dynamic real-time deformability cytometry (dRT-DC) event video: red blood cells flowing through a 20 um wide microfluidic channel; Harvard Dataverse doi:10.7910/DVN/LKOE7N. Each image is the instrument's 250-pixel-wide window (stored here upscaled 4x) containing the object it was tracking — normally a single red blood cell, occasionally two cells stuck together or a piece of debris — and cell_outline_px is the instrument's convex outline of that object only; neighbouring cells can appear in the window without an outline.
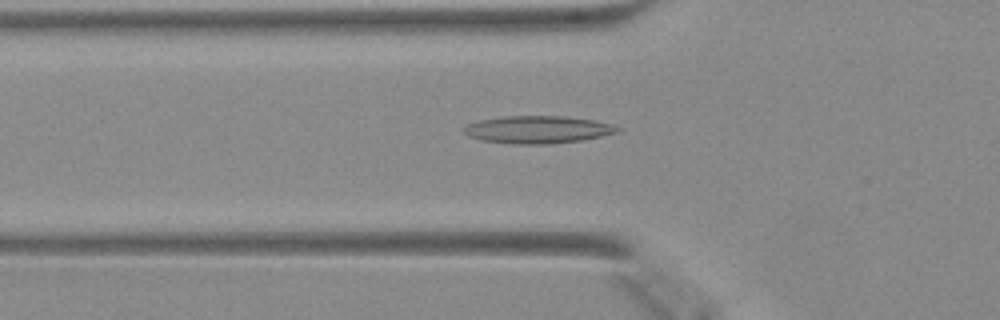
{"species": "Egyptian fruit bat (a non-hibernating species)", "species_latin": "Rousettus aegyptiacus", "temperature_condition": "warm", "stored_images_in_passage": 48, "camera_frame_rate_fps": 3000, "um_per_image_px": 0.085, "animal": {"sex": "female"}, "frame": {"image": 1, "passage_image": 17, "time_ms": 5.333, "image_size_px": [1000, 320], "cell_outline_px": [[624, 128], [616, 132], [600, 136], [580, 140], [548, 144], [508, 144], [480, 140], [468, 136], [464, 132], [464, 128], [468, 124], [480, 120], [504, 116], [568, 116], [596, 120]], "centroid_in_image_um": [45.7, 11.01], "position_along_channel_um": 80.1, "area_um2": 24.68}}
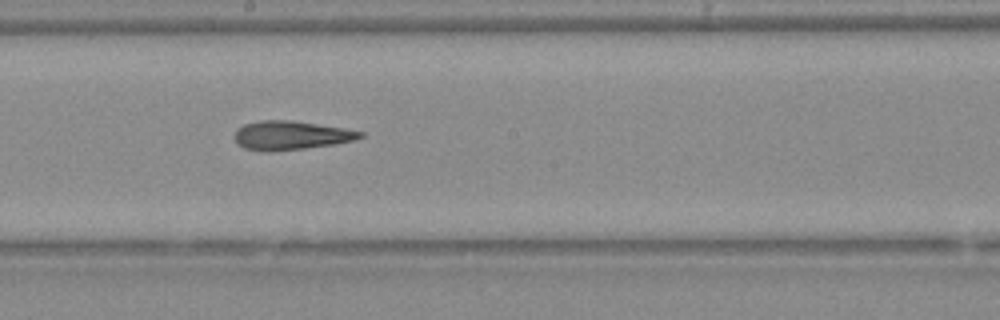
{"frame": {"image": 2, "passage_image": 27, "time_ms": 8.667, "image_size_px": [1000, 320], "cell_outline_px": [[364, 136], [356, 140], [332, 144], [304, 148], [272, 152], [260, 152], [244, 148], [236, 140], [236, 128], [244, 124], [260, 120], [288, 120], [316, 124], [364, 132]], "centroid_in_image_um": [24.69, 11.51], "position_along_channel_um": 223.5, "area_um2": 20.92}}
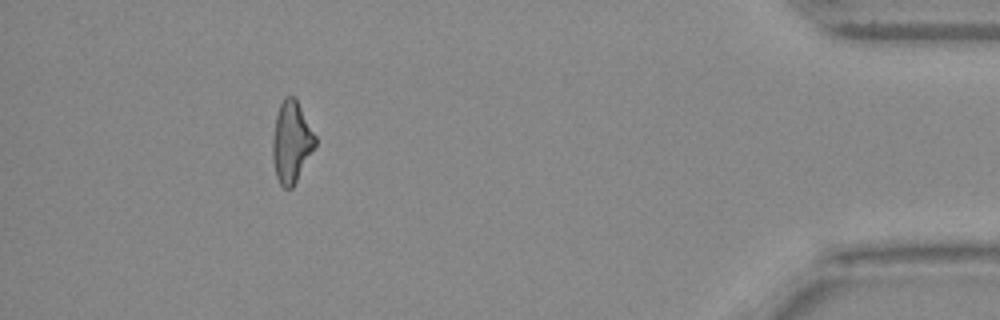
{"frame": {"image": 3, "passage_image": 44, "time_ms": 14.333, "image_size_px": [1000, 320], "cell_outline_px": [[316, 144], [292, 188], [284, 188], [280, 184], [276, 176], [272, 160], [272, 140], [276, 116], [280, 104], [284, 96], [296, 96], [316, 136]], "centroid_in_image_um": [24.76, 12.03], "position_along_channel_um": 410.4, "area_um2": 20.23}}